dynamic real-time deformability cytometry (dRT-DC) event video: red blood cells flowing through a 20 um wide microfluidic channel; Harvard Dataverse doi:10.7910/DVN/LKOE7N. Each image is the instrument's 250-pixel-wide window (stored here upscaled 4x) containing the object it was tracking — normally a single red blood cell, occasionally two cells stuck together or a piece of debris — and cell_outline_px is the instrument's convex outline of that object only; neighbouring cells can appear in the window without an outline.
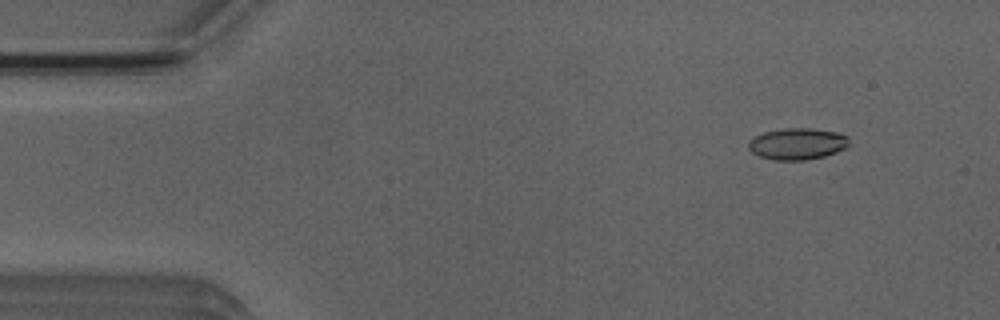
{"species": "Egyptian fruit bat (a non-hibernating species)", "species_latin": "Rousettus aegyptiacus", "temperature_condition": "room temperature", "stored_images_in_passage": 52, "camera_frame_rate_fps": 3000, "um_per_image_px": 0.085, "animal": {"sex": "male"}, "frame": {"image": 1, "passage_image": 5, "time_ms": 1.333, "image_size_px": [1000, 320], "cell_outline_px": [[848, 144], [844, 148], [836, 152], [824, 156], [804, 160], [772, 160], [760, 156], [752, 152], [748, 148], [748, 140], [764, 132], [784, 128], [812, 128], [840, 132], [848, 136]], "centroid_in_image_um": [67.77, 12.21], "position_along_channel_um": 17.2, "area_um2": 18.55}}
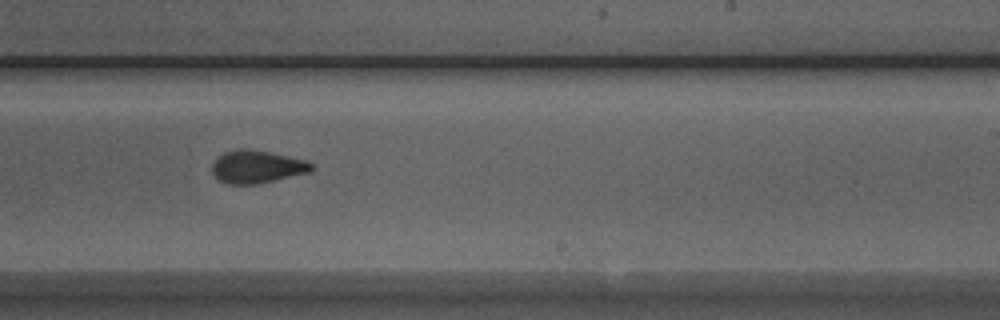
{"frame": {"image": 2, "passage_image": 31, "time_ms": 10.0, "image_size_px": [1000, 320], "cell_outline_px": [[312, 172], [256, 184], [228, 184], [220, 180], [212, 172], [212, 164], [224, 152], [236, 148], [244, 148], [268, 152], [308, 160], [312, 164]], "centroid_in_image_um": [21.86, 14.17], "position_along_channel_um": 267.1, "area_um2": 18.9}}
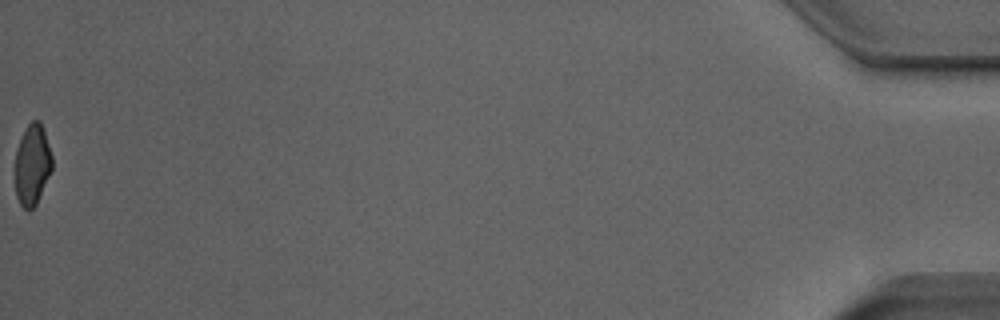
{"frame": {"image": 3, "passage_image": 52, "time_ms": 17.0, "image_size_px": [1000, 320], "cell_outline_px": [[52, 168], [36, 204], [28, 212], [20, 204], [16, 196], [16, 148], [28, 124], [32, 120], [40, 120], [52, 156]], "centroid_in_image_um": [2.74, 14.01], "position_along_channel_um": 432.5, "area_um2": 17.11}, "authors_computed_cell_mechanics": {"area_um2": 18.8428, "velocity_mm_per_s": 3.9252, "shape_relaxation_time_tau1_ms": 4.2954, "shape_relaxation_time_tau2_ms": 1.5338, "deformation_change_tau1": 0.1343, "deformation_change_tau2": 0.0676}}